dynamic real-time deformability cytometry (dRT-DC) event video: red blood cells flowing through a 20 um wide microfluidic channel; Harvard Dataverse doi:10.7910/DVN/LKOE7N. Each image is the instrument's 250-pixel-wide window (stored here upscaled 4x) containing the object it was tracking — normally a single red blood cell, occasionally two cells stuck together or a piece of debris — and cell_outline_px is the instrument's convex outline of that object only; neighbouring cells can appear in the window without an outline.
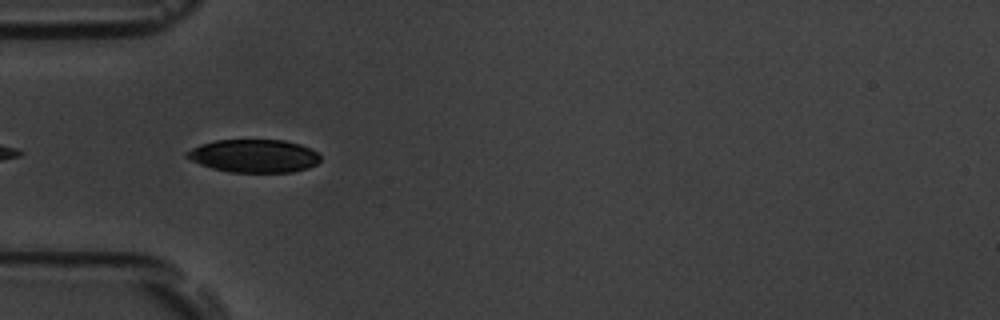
{"species": "common noctule bat (a hibernating species)", "species_latin": "Nyctalus noctula", "temperature_condition": "room temperature", "stored_images_in_passage": 11, "camera_frame_rate_fps": 3000, "um_per_image_px": 0.085, "animal": {"sex": "male", "body_mass_g": 19.5, "forearm_length_mm": 54.6}, "frame": {"image": 1, "passage_image": 4, "time_ms": 1.0, "image_size_px": [1000, 320], "cell_outline_px": [[320, 160], [316, 164], [308, 168], [292, 172], [228, 172], [212, 168], [200, 164], [184, 156], [184, 152], [200, 144], [216, 140], [284, 140], [300, 144], [316, 152], [320, 156]], "centroid_in_image_um": [21.56, 13.25], "position_along_channel_um": 63.4, "area_um2": 25.72}}
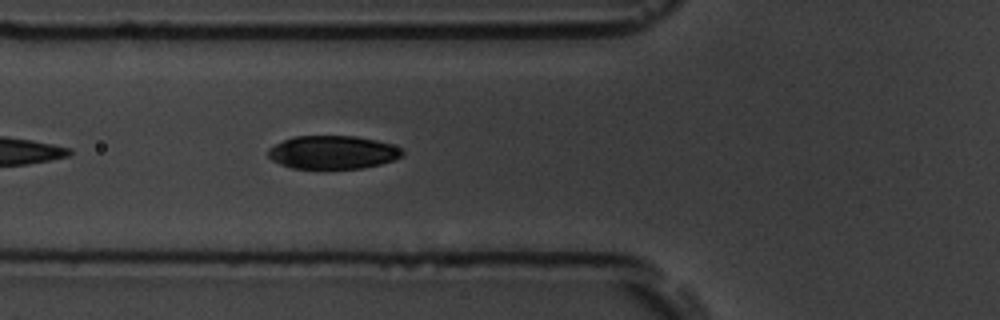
{"frame": {"image": 2, "passage_image": 7, "time_ms": 2.0, "image_size_px": [1000, 320], "cell_outline_px": [[404, 152], [400, 156], [392, 160], [380, 164], [360, 168], [292, 168], [280, 164], [272, 160], [268, 156], [268, 148], [284, 140], [296, 136], [356, 136], [376, 140], [404, 148]], "centroid_in_image_um": [28.28, 12.94], "position_along_channel_um": 97.5, "area_um2": 25.84}}